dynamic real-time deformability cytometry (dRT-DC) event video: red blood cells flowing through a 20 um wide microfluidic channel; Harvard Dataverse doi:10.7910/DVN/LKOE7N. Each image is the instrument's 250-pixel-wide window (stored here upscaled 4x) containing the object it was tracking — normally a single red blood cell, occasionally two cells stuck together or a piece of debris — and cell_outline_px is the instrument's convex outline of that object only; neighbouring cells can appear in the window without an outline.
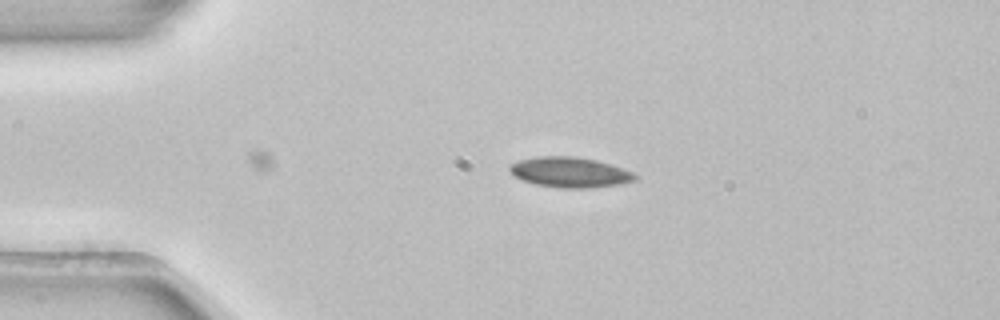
{"species": "common noctule bat (a hibernating species)", "species_latin": "Nyctalus noctula", "temperature_condition": "room temperature", "stored_images_in_passage": 2, "camera_frame_rate_fps": 3000, "um_per_image_px": 0.085, "animal": {"sex": "female", "body_mass_g": 22.7, "forearm_length_mm": 54.2}, "frame": {"image": 1, "passage_image": 1, "time_ms": 0.0, "image_size_px": [1000, 320], "cell_outline_px": [[640, 176], [636, 180], [620, 184], [588, 188], [560, 188], [536, 184], [524, 180], [516, 176], [508, 168], [508, 164], [520, 160], [536, 156], [576, 156], [596, 160], [612, 164], [632, 172]], "centroid_in_image_um": [48.47, 14.63], "position_along_channel_um": 36.5, "area_um2": 22.2}}